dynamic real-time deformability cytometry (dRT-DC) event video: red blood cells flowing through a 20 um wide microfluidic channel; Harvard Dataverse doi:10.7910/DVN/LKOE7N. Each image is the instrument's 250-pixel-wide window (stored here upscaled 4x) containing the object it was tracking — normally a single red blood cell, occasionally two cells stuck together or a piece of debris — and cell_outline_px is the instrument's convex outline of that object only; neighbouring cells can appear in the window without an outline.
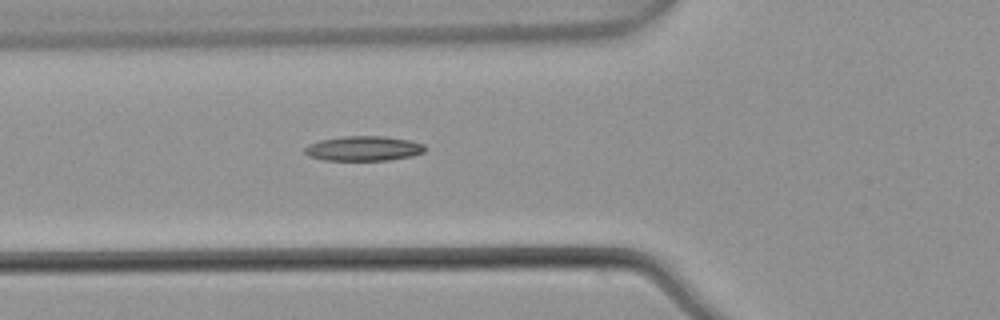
{"species": "common noctule bat (a hibernating species)", "species_latin": "Nyctalus noctula", "temperature_condition": "warm", "stored_images_in_passage": 5, "camera_frame_rate_fps": 3000, "um_per_image_px": 0.085, "animal": {"sex": "male", "body_mass_g": 21.5, "forearm_length_mm": 52.0}, "frame": {"image": 1, "passage_image": 5, "time_ms": 1.333, "image_size_px": [1000, 320], "cell_outline_px": [[428, 148], [424, 152], [412, 156], [388, 160], [324, 160], [308, 156], [304, 152], [304, 148], [308, 144], [320, 140], [340, 136], [384, 136], [408, 140], [424, 144]], "centroid_in_image_um": [30.9, 12.62], "position_along_channel_um": 94.9, "area_um2": 17.51}}